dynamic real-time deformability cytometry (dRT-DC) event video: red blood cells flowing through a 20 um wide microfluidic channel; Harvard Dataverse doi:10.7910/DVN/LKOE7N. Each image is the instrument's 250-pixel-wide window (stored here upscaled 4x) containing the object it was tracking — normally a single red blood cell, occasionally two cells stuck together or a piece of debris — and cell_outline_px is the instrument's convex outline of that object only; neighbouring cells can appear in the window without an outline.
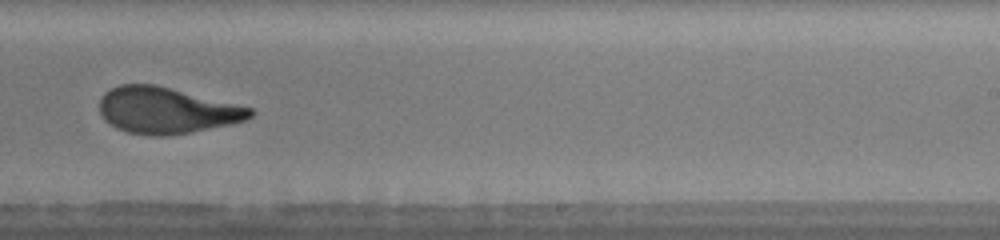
{"species": "human", "species_latin": "Homo sapiens", "temperature_condition": "warm", "stored_images_in_passage": 34, "camera_frame_rate_fps": 3000, "um_per_image_px": 0.085, "donor": {"sex": "male"}, "frame": {"image": 1, "passage_image": 20, "time_ms": 8.333, "image_size_px": [1000, 240], "cell_outline_px": [[256, 112], [248, 120], [192, 132], [168, 136], [152, 136], [128, 132], [116, 128], [104, 120], [100, 112], [100, 96], [104, 92], [120, 84], [152, 84], [252, 108]], "centroid_in_image_um": [14.13, 9.4], "position_along_channel_um": 274.9, "area_um2": 40.4}, "authors_computed_cell_mechanics": {"area_um2": 40.8068, "velocity_mm_per_s": 3.9896, "shape_relaxation_time_tau1_ms": 6.1791, "shape_relaxation_time_tau2_ms": 1.2862, "deformation_change_tau1": 0.2661, "deformation_change_tau2": 0.0962}}